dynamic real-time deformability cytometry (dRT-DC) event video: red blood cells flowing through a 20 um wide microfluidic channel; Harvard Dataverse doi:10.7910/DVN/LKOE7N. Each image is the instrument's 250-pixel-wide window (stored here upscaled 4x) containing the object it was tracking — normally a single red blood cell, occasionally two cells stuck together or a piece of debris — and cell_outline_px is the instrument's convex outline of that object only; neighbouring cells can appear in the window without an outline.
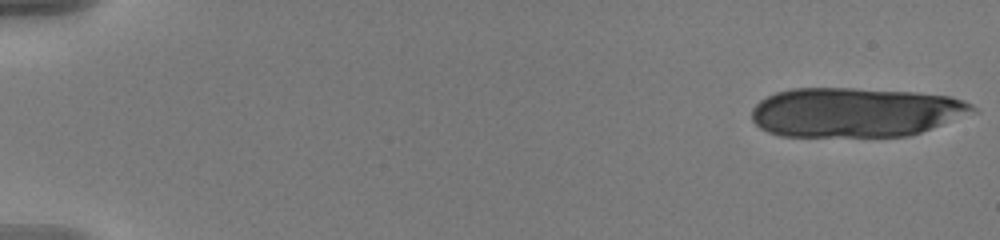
{"species": "human", "species_latin": "Homo sapiens", "temperature_condition": "warm", "stored_images_in_passage": 18, "camera_frame_rate_fps": 3000, "um_per_image_px": 0.085, "donor": {"sex": "male"}, "frame": {"image": 1, "passage_image": 1, "time_ms": 0.0, "image_size_px": [1000, 240], "cell_outline_px": [[976, 108], [940, 124], [920, 132], [908, 136], [780, 136], [768, 132], [760, 128], [752, 120], [752, 108], [760, 100], [776, 92], [792, 88], [852, 88], [916, 92], [952, 96], [972, 104]], "centroid_in_image_um": [72.6, 9.53], "position_along_channel_um": 12.4, "area_um2": 63.12}}